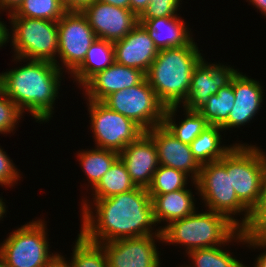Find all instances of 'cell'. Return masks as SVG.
Segmentation results:
<instances>
[{"label": "cell", "instance_id": "cell-42", "mask_svg": "<svg viewBox=\"0 0 266 267\" xmlns=\"http://www.w3.org/2000/svg\"><path fill=\"white\" fill-rule=\"evenodd\" d=\"M1 13V11H0ZM7 25L4 23V21H0V48L8 43V30Z\"/></svg>", "mask_w": 266, "mask_h": 267}, {"label": "cell", "instance_id": "cell-29", "mask_svg": "<svg viewBox=\"0 0 266 267\" xmlns=\"http://www.w3.org/2000/svg\"><path fill=\"white\" fill-rule=\"evenodd\" d=\"M66 12L61 0H23L8 16L58 21Z\"/></svg>", "mask_w": 266, "mask_h": 267}, {"label": "cell", "instance_id": "cell-13", "mask_svg": "<svg viewBox=\"0 0 266 267\" xmlns=\"http://www.w3.org/2000/svg\"><path fill=\"white\" fill-rule=\"evenodd\" d=\"M97 38L115 42L123 39L139 24V17L130 9L93 1L81 11Z\"/></svg>", "mask_w": 266, "mask_h": 267}, {"label": "cell", "instance_id": "cell-10", "mask_svg": "<svg viewBox=\"0 0 266 267\" xmlns=\"http://www.w3.org/2000/svg\"><path fill=\"white\" fill-rule=\"evenodd\" d=\"M95 147L120 153L144 131L131 119L98 101L87 100Z\"/></svg>", "mask_w": 266, "mask_h": 267}, {"label": "cell", "instance_id": "cell-25", "mask_svg": "<svg viewBox=\"0 0 266 267\" xmlns=\"http://www.w3.org/2000/svg\"><path fill=\"white\" fill-rule=\"evenodd\" d=\"M77 157L79 164L85 175L91 190L98 184L104 174L111 168L114 162L119 158V153L109 149L92 148L86 151H79Z\"/></svg>", "mask_w": 266, "mask_h": 267}, {"label": "cell", "instance_id": "cell-18", "mask_svg": "<svg viewBox=\"0 0 266 267\" xmlns=\"http://www.w3.org/2000/svg\"><path fill=\"white\" fill-rule=\"evenodd\" d=\"M145 78L143 71L114 62L97 72L82 87L87 100L102 102L110 94L135 86Z\"/></svg>", "mask_w": 266, "mask_h": 267}, {"label": "cell", "instance_id": "cell-30", "mask_svg": "<svg viewBox=\"0 0 266 267\" xmlns=\"http://www.w3.org/2000/svg\"><path fill=\"white\" fill-rule=\"evenodd\" d=\"M70 263L73 267H108L105 249L101 244L87 241L77 235Z\"/></svg>", "mask_w": 266, "mask_h": 267}, {"label": "cell", "instance_id": "cell-12", "mask_svg": "<svg viewBox=\"0 0 266 267\" xmlns=\"http://www.w3.org/2000/svg\"><path fill=\"white\" fill-rule=\"evenodd\" d=\"M155 240L162 242V235L122 238L101 245L108 267H161Z\"/></svg>", "mask_w": 266, "mask_h": 267}, {"label": "cell", "instance_id": "cell-39", "mask_svg": "<svg viewBox=\"0 0 266 267\" xmlns=\"http://www.w3.org/2000/svg\"><path fill=\"white\" fill-rule=\"evenodd\" d=\"M23 0H0V10L8 11V14L13 13ZM7 9V10H6Z\"/></svg>", "mask_w": 266, "mask_h": 267}, {"label": "cell", "instance_id": "cell-31", "mask_svg": "<svg viewBox=\"0 0 266 267\" xmlns=\"http://www.w3.org/2000/svg\"><path fill=\"white\" fill-rule=\"evenodd\" d=\"M188 175L183 171L159 165L150 185L147 187L149 195H162L187 188Z\"/></svg>", "mask_w": 266, "mask_h": 267}, {"label": "cell", "instance_id": "cell-1", "mask_svg": "<svg viewBox=\"0 0 266 267\" xmlns=\"http://www.w3.org/2000/svg\"><path fill=\"white\" fill-rule=\"evenodd\" d=\"M88 201L82 200L80 214V234L87 241L102 244L122 238L162 235V226L154 231L153 226L157 224L147 188L136 186L121 194L93 199L94 204L91 203L92 200Z\"/></svg>", "mask_w": 266, "mask_h": 267}, {"label": "cell", "instance_id": "cell-36", "mask_svg": "<svg viewBox=\"0 0 266 267\" xmlns=\"http://www.w3.org/2000/svg\"><path fill=\"white\" fill-rule=\"evenodd\" d=\"M244 238H245V244H248L247 247L249 248L252 247L254 250L255 248L256 249L263 248L264 252L262 251V253H260V255L257 256V258L254 261L256 262V264L254 263V267H266V239L249 234H244Z\"/></svg>", "mask_w": 266, "mask_h": 267}, {"label": "cell", "instance_id": "cell-17", "mask_svg": "<svg viewBox=\"0 0 266 267\" xmlns=\"http://www.w3.org/2000/svg\"><path fill=\"white\" fill-rule=\"evenodd\" d=\"M119 157L125 163L135 186L147 188L159 166L157 149L152 138L144 132L128 144L119 153Z\"/></svg>", "mask_w": 266, "mask_h": 267}, {"label": "cell", "instance_id": "cell-20", "mask_svg": "<svg viewBox=\"0 0 266 267\" xmlns=\"http://www.w3.org/2000/svg\"><path fill=\"white\" fill-rule=\"evenodd\" d=\"M148 32L158 50L190 44L191 37L187 23L179 17H160L139 22ZM186 25V26H185Z\"/></svg>", "mask_w": 266, "mask_h": 267}, {"label": "cell", "instance_id": "cell-41", "mask_svg": "<svg viewBox=\"0 0 266 267\" xmlns=\"http://www.w3.org/2000/svg\"><path fill=\"white\" fill-rule=\"evenodd\" d=\"M95 1H100L124 9H130V0H95Z\"/></svg>", "mask_w": 266, "mask_h": 267}, {"label": "cell", "instance_id": "cell-7", "mask_svg": "<svg viewBox=\"0 0 266 267\" xmlns=\"http://www.w3.org/2000/svg\"><path fill=\"white\" fill-rule=\"evenodd\" d=\"M17 228L0 243V267H46L57 252L49 250L45 221L32 220Z\"/></svg>", "mask_w": 266, "mask_h": 267}, {"label": "cell", "instance_id": "cell-6", "mask_svg": "<svg viewBox=\"0 0 266 267\" xmlns=\"http://www.w3.org/2000/svg\"><path fill=\"white\" fill-rule=\"evenodd\" d=\"M8 17L12 27L7 29L8 42L11 40L15 54L13 55L14 61L44 60L59 64L60 61L56 59L58 54L57 21L18 16Z\"/></svg>", "mask_w": 266, "mask_h": 267}, {"label": "cell", "instance_id": "cell-21", "mask_svg": "<svg viewBox=\"0 0 266 267\" xmlns=\"http://www.w3.org/2000/svg\"><path fill=\"white\" fill-rule=\"evenodd\" d=\"M153 206V216L158 224L182 219L192 214L196 209L194 195L191 189H180L162 195H150Z\"/></svg>", "mask_w": 266, "mask_h": 267}, {"label": "cell", "instance_id": "cell-43", "mask_svg": "<svg viewBox=\"0 0 266 267\" xmlns=\"http://www.w3.org/2000/svg\"><path fill=\"white\" fill-rule=\"evenodd\" d=\"M249 2L252 3L259 12L261 11V14L266 16V0H249Z\"/></svg>", "mask_w": 266, "mask_h": 267}, {"label": "cell", "instance_id": "cell-14", "mask_svg": "<svg viewBox=\"0 0 266 267\" xmlns=\"http://www.w3.org/2000/svg\"><path fill=\"white\" fill-rule=\"evenodd\" d=\"M238 70L232 66L211 64L203 58L194 68L187 98L182 103L184 109L197 110L211 95L231 82Z\"/></svg>", "mask_w": 266, "mask_h": 267}, {"label": "cell", "instance_id": "cell-44", "mask_svg": "<svg viewBox=\"0 0 266 267\" xmlns=\"http://www.w3.org/2000/svg\"><path fill=\"white\" fill-rule=\"evenodd\" d=\"M5 202L3 201V197H0V220L3 219L4 214L7 213Z\"/></svg>", "mask_w": 266, "mask_h": 267}, {"label": "cell", "instance_id": "cell-22", "mask_svg": "<svg viewBox=\"0 0 266 267\" xmlns=\"http://www.w3.org/2000/svg\"><path fill=\"white\" fill-rule=\"evenodd\" d=\"M115 62L113 42L96 38L89 47L83 63L71 74L74 81L83 86L97 72Z\"/></svg>", "mask_w": 266, "mask_h": 267}, {"label": "cell", "instance_id": "cell-15", "mask_svg": "<svg viewBox=\"0 0 266 267\" xmlns=\"http://www.w3.org/2000/svg\"><path fill=\"white\" fill-rule=\"evenodd\" d=\"M146 133L156 145L159 165L183 171L191 181L198 180L201 165L193 157L189 144L178 140L163 124Z\"/></svg>", "mask_w": 266, "mask_h": 267}, {"label": "cell", "instance_id": "cell-46", "mask_svg": "<svg viewBox=\"0 0 266 267\" xmlns=\"http://www.w3.org/2000/svg\"><path fill=\"white\" fill-rule=\"evenodd\" d=\"M3 92L2 88V74L0 73V94Z\"/></svg>", "mask_w": 266, "mask_h": 267}, {"label": "cell", "instance_id": "cell-19", "mask_svg": "<svg viewBox=\"0 0 266 267\" xmlns=\"http://www.w3.org/2000/svg\"><path fill=\"white\" fill-rule=\"evenodd\" d=\"M115 62L148 71L159 50L147 30L139 23L123 39L113 42Z\"/></svg>", "mask_w": 266, "mask_h": 267}, {"label": "cell", "instance_id": "cell-27", "mask_svg": "<svg viewBox=\"0 0 266 267\" xmlns=\"http://www.w3.org/2000/svg\"><path fill=\"white\" fill-rule=\"evenodd\" d=\"M235 101L233 77L231 82L211 95L197 109L198 112L209 122L210 125L222 126L228 119Z\"/></svg>", "mask_w": 266, "mask_h": 267}, {"label": "cell", "instance_id": "cell-40", "mask_svg": "<svg viewBox=\"0 0 266 267\" xmlns=\"http://www.w3.org/2000/svg\"><path fill=\"white\" fill-rule=\"evenodd\" d=\"M46 267H73L70 260L67 261L63 255L58 254Z\"/></svg>", "mask_w": 266, "mask_h": 267}, {"label": "cell", "instance_id": "cell-23", "mask_svg": "<svg viewBox=\"0 0 266 267\" xmlns=\"http://www.w3.org/2000/svg\"><path fill=\"white\" fill-rule=\"evenodd\" d=\"M180 106L166 107L163 125L181 142L190 144L208 126L209 122L198 112V110L184 109V119L175 122L176 112Z\"/></svg>", "mask_w": 266, "mask_h": 267}, {"label": "cell", "instance_id": "cell-28", "mask_svg": "<svg viewBox=\"0 0 266 267\" xmlns=\"http://www.w3.org/2000/svg\"><path fill=\"white\" fill-rule=\"evenodd\" d=\"M222 246L206 247L191 250L187 253L192 261L187 267H246L228 250H224Z\"/></svg>", "mask_w": 266, "mask_h": 267}, {"label": "cell", "instance_id": "cell-45", "mask_svg": "<svg viewBox=\"0 0 266 267\" xmlns=\"http://www.w3.org/2000/svg\"><path fill=\"white\" fill-rule=\"evenodd\" d=\"M261 197H266V165L264 167V172H263V186H262V196Z\"/></svg>", "mask_w": 266, "mask_h": 267}, {"label": "cell", "instance_id": "cell-4", "mask_svg": "<svg viewBox=\"0 0 266 267\" xmlns=\"http://www.w3.org/2000/svg\"><path fill=\"white\" fill-rule=\"evenodd\" d=\"M206 210L201 213L195 210L189 216L163 226L162 243L179 244L186 248L185 253L199 248L225 247L233 240L245 243L243 231L226 216Z\"/></svg>", "mask_w": 266, "mask_h": 267}, {"label": "cell", "instance_id": "cell-2", "mask_svg": "<svg viewBox=\"0 0 266 267\" xmlns=\"http://www.w3.org/2000/svg\"><path fill=\"white\" fill-rule=\"evenodd\" d=\"M28 61L23 66L1 72L3 92L22 112L29 111L36 122L47 123L53 117V105L64 73L53 62Z\"/></svg>", "mask_w": 266, "mask_h": 267}, {"label": "cell", "instance_id": "cell-16", "mask_svg": "<svg viewBox=\"0 0 266 267\" xmlns=\"http://www.w3.org/2000/svg\"><path fill=\"white\" fill-rule=\"evenodd\" d=\"M261 85L259 81L243 75L239 70L236 72L233 76L235 101L227 121L221 126L223 131L240 128L254 119L264 100V86Z\"/></svg>", "mask_w": 266, "mask_h": 267}, {"label": "cell", "instance_id": "cell-9", "mask_svg": "<svg viewBox=\"0 0 266 267\" xmlns=\"http://www.w3.org/2000/svg\"><path fill=\"white\" fill-rule=\"evenodd\" d=\"M102 103L131 119L144 132L164 121L166 106L158 99L146 78L135 86L110 94Z\"/></svg>", "mask_w": 266, "mask_h": 267}, {"label": "cell", "instance_id": "cell-5", "mask_svg": "<svg viewBox=\"0 0 266 267\" xmlns=\"http://www.w3.org/2000/svg\"><path fill=\"white\" fill-rule=\"evenodd\" d=\"M260 147L235 143L219 161L230 174V181L238 200L252 212L262 196L266 153Z\"/></svg>", "mask_w": 266, "mask_h": 267}, {"label": "cell", "instance_id": "cell-33", "mask_svg": "<svg viewBox=\"0 0 266 267\" xmlns=\"http://www.w3.org/2000/svg\"><path fill=\"white\" fill-rule=\"evenodd\" d=\"M181 0H151L144 12L139 16V22L160 17L178 15Z\"/></svg>", "mask_w": 266, "mask_h": 267}, {"label": "cell", "instance_id": "cell-38", "mask_svg": "<svg viewBox=\"0 0 266 267\" xmlns=\"http://www.w3.org/2000/svg\"><path fill=\"white\" fill-rule=\"evenodd\" d=\"M151 0H130V10L138 17L144 12Z\"/></svg>", "mask_w": 266, "mask_h": 267}, {"label": "cell", "instance_id": "cell-35", "mask_svg": "<svg viewBox=\"0 0 266 267\" xmlns=\"http://www.w3.org/2000/svg\"><path fill=\"white\" fill-rule=\"evenodd\" d=\"M1 147V146H0ZM17 167L13 163L12 159L0 148V185L6 187H13L17 184L22 176H20Z\"/></svg>", "mask_w": 266, "mask_h": 267}, {"label": "cell", "instance_id": "cell-34", "mask_svg": "<svg viewBox=\"0 0 266 267\" xmlns=\"http://www.w3.org/2000/svg\"><path fill=\"white\" fill-rule=\"evenodd\" d=\"M244 234L266 239V197H261L256 208L251 212L248 224L242 230Z\"/></svg>", "mask_w": 266, "mask_h": 267}, {"label": "cell", "instance_id": "cell-32", "mask_svg": "<svg viewBox=\"0 0 266 267\" xmlns=\"http://www.w3.org/2000/svg\"><path fill=\"white\" fill-rule=\"evenodd\" d=\"M23 112L19 107L4 93L0 94V134H8L16 129Z\"/></svg>", "mask_w": 266, "mask_h": 267}, {"label": "cell", "instance_id": "cell-24", "mask_svg": "<svg viewBox=\"0 0 266 267\" xmlns=\"http://www.w3.org/2000/svg\"><path fill=\"white\" fill-rule=\"evenodd\" d=\"M221 131L220 126L210 125L189 144L193 157L200 165L220 160L234 147L235 144L221 146Z\"/></svg>", "mask_w": 266, "mask_h": 267}, {"label": "cell", "instance_id": "cell-11", "mask_svg": "<svg viewBox=\"0 0 266 267\" xmlns=\"http://www.w3.org/2000/svg\"><path fill=\"white\" fill-rule=\"evenodd\" d=\"M57 27V58L62 63L57 66L63 72L66 68L65 72L71 75L83 63L89 47L97 37L81 11H67L57 21Z\"/></svg>", "mask_w": 266, "mask_h": 267}, {"label": "cell", "instance_id": "cell-3", "mask_svg": "<svg viewBox=\"0 0 266 267\" xmlns=\"http://www.w3.org/2000/svg\"><path fill=\"white\" fill-rule=\"evenodd\" d=\"M193 40L190 44L159 50L145 74L158 99L166 106H181L188 96L194 68L204 58Z\"/></svg>", "mask_w": 266, "mask_h": 267}, {"label": "cell", "instance_id": "cell-8", "mask_svg": "<svg viewBox=\"0 0 266 267\" xmlns=\"http://www.w3.org/2000/svg\"><path fill=\"white\" fill-rule=\"evenodd\" d=\"M191 183L195 185L198 191L196 194L204 200V206L208 210L223 214L240 230L245 228L251 212L238 200L230 181V174H227L226 167L219 160L201 165L198 180ZM238 214L244 215L240 218L242 220L234 218Z\"/></svg>", "mask_w": 266, "mask_h": 267}, {"label": "cell", "instance_id": "cell-26", "mask_svg": "<svg viewBox=\"0 0 266 267\" xmlns=\"http://www.w3.org/2000/svg\"><path fill=\"white\" fill-rule=\"evenodd\" d=\"M135 187L125 163L119 157L92 189L93 193L91 195H93L92 199H104L133 190Z\"/></svg>", "mask_w": 266, "mask_h": 267}, {"label": "cell", "instance_id": "cell-37", "mask_svg": "<svg viewBox=\"0 0 266 267\" xmlns=\"http://www.w3.org/2000/svg\"><path fill=\"white\" fill-rule=\"evenodd\" d=\"M67 11H82L94 0H61Z\"/></svg>", "mask_w": 266, "mask_h": 267}]
</instances>
